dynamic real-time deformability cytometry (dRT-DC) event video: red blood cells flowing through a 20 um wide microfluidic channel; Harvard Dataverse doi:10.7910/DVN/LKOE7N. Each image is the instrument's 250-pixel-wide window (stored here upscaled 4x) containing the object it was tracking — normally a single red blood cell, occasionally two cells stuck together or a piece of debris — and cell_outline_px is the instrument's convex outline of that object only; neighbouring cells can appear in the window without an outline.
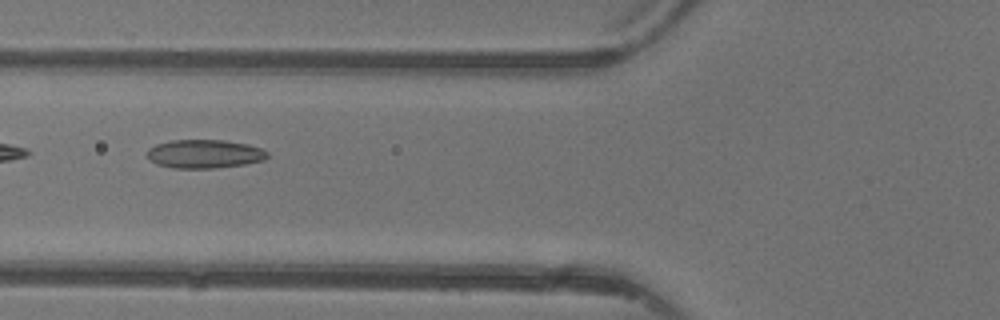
{"species": "common noctule bat (a hibernating species)", "species_latin": "Nyctalus noctula", "temperature_condition": "warm", "stored_images_in_passage": 6, "camera_frame_rate_fps": 3000, "um_per_image_px": 0.085, "animal": {"sex": "female"}, "frame": {"image": 1, "passage_image": 6, "time_ms": 6.0, "image_size_px": [1000, 320], "cell_outline_px": [[268, 156], [264, 160], [244, 164], [216, 168], [172, 168], [156, 164], [148, 156], [148, 148], [156, 144], [172, 140], [224, 140], [248, 144], [260, 148], [268, 152]], "centroid_in_image_um": [17.39, 13.08], "position_along_channel_um": 108.4, "area_um2": 20.0}}